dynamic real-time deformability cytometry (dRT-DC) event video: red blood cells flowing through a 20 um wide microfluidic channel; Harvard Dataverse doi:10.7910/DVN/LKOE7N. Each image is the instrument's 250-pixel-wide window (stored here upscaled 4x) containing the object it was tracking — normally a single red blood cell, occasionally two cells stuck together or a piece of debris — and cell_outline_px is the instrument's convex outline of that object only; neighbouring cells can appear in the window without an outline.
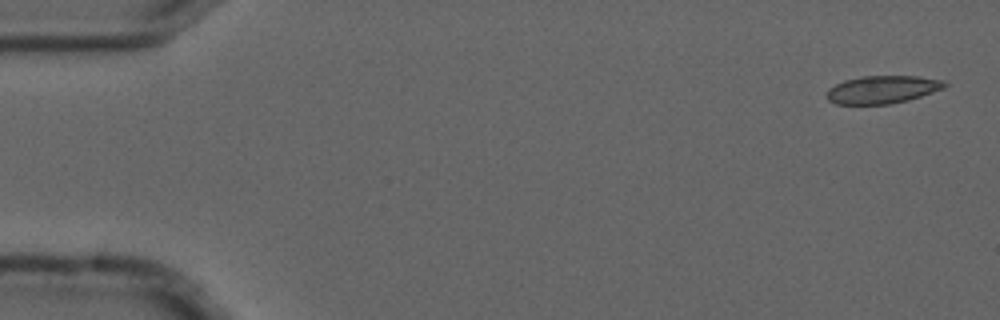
{"species": "common noctule bat (a hibernating species)", "species_latin": "Nyctalus noctula", "temperature_condition": "cold", "stored_images_in_passage": 5, "camera_frame_rate_fps": 3000, "um_per_image_px": 0.085, "animal": {"sex": "male", "forearm_length_mm": 52.5}, "frame": {"image": 1, "passage_image": 1, "time_ms": 0.0, "image_size_px": [1000, 320], "cell_outline_px": [[948, 84], [944, 88], [908, 100], [888, 104], [836, 104], [828, 100], [824, 96], [828, 88], [844, 80], [864, 76], [916, 76], [944, 80]], "centroid_in_image_um": [74.97, 7.61], "position_along_channel_um": 10.0, "area_um2": 19.13}}
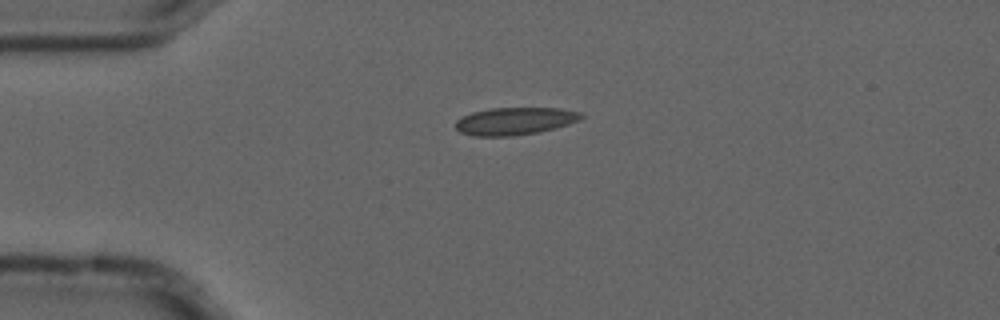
{"frame": {"image": 2, "passage_image": 4, "time_ms": 1.0, "image_size_px": [1000, 320], "cell_outline_px": [[584, 116], [580, 120], [556, 128], [536, 132], [512, 136], [472, 136], [460, 132], [456, 128], [456, 120], [472, 112], [492, 108], [560, 108], [580, 112]], "centroid_in_image_um": [43.77, 10.29], "position_along_channel_um": 41.2, "area_um2": 20.06}}